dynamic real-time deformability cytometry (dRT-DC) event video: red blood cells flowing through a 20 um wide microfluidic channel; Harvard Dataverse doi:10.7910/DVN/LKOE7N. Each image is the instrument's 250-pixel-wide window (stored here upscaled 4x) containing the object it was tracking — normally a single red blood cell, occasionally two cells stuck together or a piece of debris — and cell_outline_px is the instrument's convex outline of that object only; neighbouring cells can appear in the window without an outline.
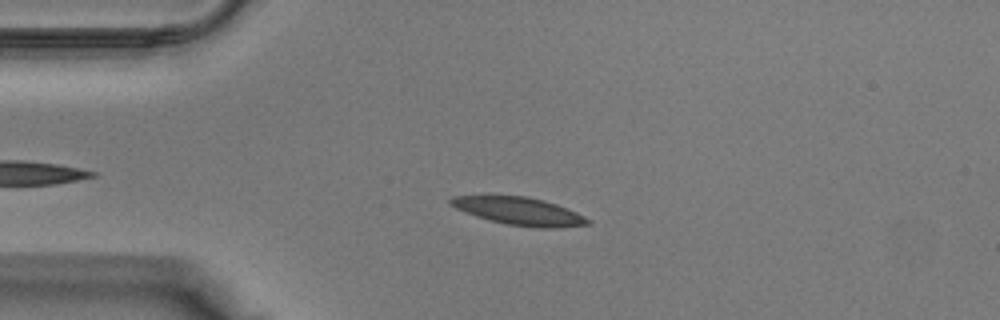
{"species": "Egyptian fruit bat (a non-hibernating species)", "species_latin": "Rousettus aegyptiacus", "temperature_condition": "warm", "stored_images_in_passage": 35, "camera_frame_rate_fps": 3000, "um_per_image_px": 0.085, "animal": {"sex": "male"}, "frame": {"image": 1, "passage_image": 8, "time_ms": 2.333, "image_size_px": [1000, 320], "cell_outline_px": [[592, 224], [552, 228], [540, 228], [508, 224], [476, 216], [456, 208], [448, 204], [448, 200], [452, 196], [528, 196], [544, 200], [556, 204], [576, 212], [592, 220]], "centroid_in_image_um": [44.16, 17.94], "position_along_channel_um": 40.8, "area_um2": 21.96}}
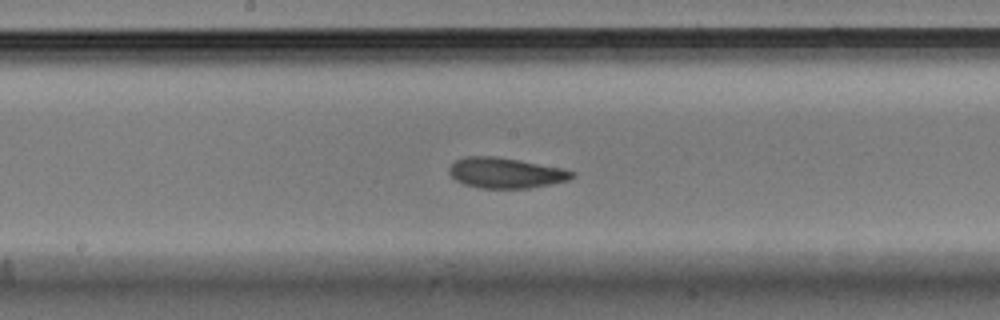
{"frame": {"image": 2, "passage_image": 19, "time_ms": 6.0, "image_size_px": [1000, 320], "cell_outline_px": [[576, 176], [568, 180], [552, 184], [528, 188], [480, 188], [464, 184], [456, 180], [448, 172], [448, 168], [456, 160], [464, 156], [496, 156], [564, 168], [576, 172]], "centroid_in_image_um": [43.01, 14.69], "position_along_channel_um": 205.2, "area_um2": 21.96}}
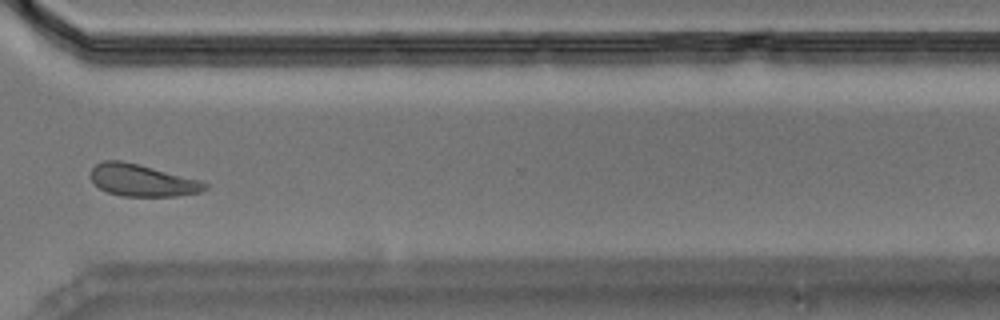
{"frame": {"image": 3, "passage_image": 28, "time_ms": 9.0, "image_size_px": [1000, 320], "cell_outline_px": [[208, 188], [200, 192], [176, 196], [124, 196], [108, 192], [100, 188], [92, 180], [92, 168], [96, 164], [104, 160], [120, 160], [140, 164], [200, 180], [208, 184]], "centroid_in_image_um": [12.11, 15.32], "position_along_channel_um": 358.5, "area_um2": 21.15}}